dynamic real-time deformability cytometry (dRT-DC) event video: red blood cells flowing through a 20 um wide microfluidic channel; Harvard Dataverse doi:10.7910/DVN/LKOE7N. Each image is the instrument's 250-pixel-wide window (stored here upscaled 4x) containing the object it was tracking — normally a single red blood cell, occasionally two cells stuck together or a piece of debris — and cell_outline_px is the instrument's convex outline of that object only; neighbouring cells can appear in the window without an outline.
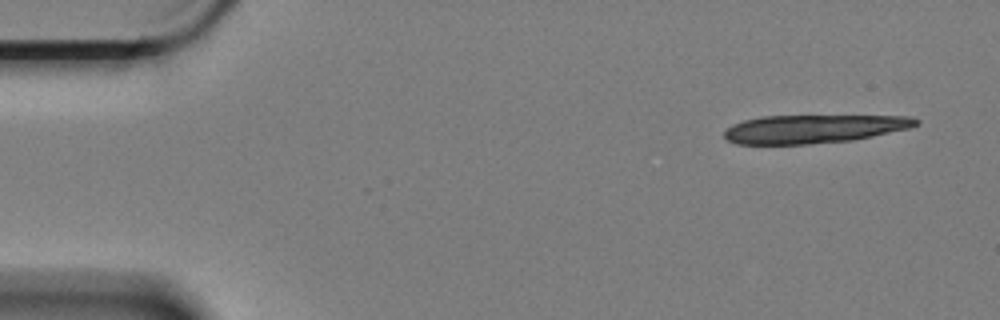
{"species": "Egyptian fruit bat (a non-hibernating species)", "species_latin": "Rousettus aegyptiacus", "temperature_condition": "cold", "stored_images_in_passage": 4, "camera_frame_rate_fps": 3000, "um_per_image_px": 0.085, "animal": {"sex": "female"}, "frame": {"image": 1, "passage_image": 1, "time_ms": 0.0, "image_size_px": [1000, 320], "cell_outline_px": [[920, 124], [908, 128], [872, 136], [852, 140], [808, 144], [736, 144], [728, 140], [724, 136], [724, 132], [732, 124], [744, 120], [760, 116], [912, 116], [920, 120]], "centroid_in_image_um": [69.16, 10.95], "position_along_channel_um": 15.8, "area_um2": 31.62}}